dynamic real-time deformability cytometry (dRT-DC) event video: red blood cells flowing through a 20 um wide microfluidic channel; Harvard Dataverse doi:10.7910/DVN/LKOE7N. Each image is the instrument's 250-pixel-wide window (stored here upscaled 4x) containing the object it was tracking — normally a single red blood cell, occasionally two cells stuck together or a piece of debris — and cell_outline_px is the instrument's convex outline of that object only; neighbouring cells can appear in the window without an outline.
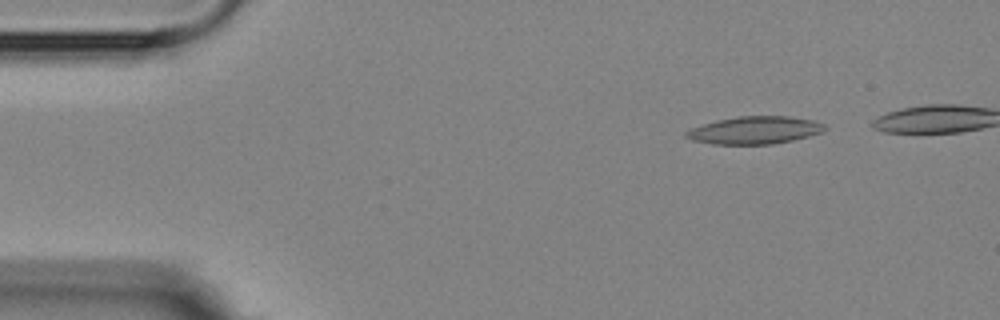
{"species": "Egyptian fruit bat (a non-hibernating species)", "species_latin": "Rousettus aegyptiacus", "temperature_condition": "room temperature", "stored_images_in_passage": 4, "camera_frame_rate_fps": 3000, "um_per_image_px": 0.085, "animal": {"sex": "female"}, "frame": {"image": 1, "passage_image": 1, "time_ms": 0.0, "image_size_px": [1000, 320], "cell_outline_px": [[828, 128], [820, 132], [808, 136], [792, 140], [772, 144], [712, 144], [692, 140], [684, 136], [684, 132], [692, 128], [716, 120], [740, 116], [788, 116], [812, 120], [824, 124]], "centroid_in_image_um": [64.13, 11.07], "position_along_channel_um": 20.9, "area_um2": 22.14}}